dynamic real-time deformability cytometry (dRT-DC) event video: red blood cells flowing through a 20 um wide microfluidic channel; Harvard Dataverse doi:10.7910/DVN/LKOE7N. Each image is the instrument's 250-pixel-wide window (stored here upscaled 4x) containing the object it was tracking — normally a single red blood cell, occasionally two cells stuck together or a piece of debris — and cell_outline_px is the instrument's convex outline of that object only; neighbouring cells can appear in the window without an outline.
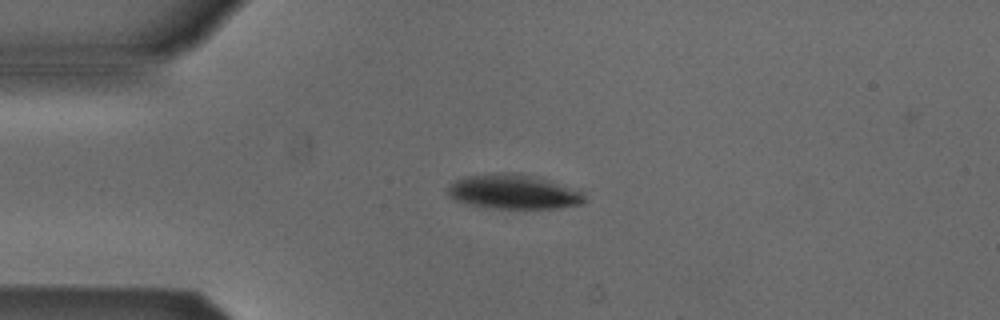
{"species": "Egyptian fruit bat (a non-hibernating species)", "species_latin": "Rousettus aegyptiacus", "temperature_condition": "cold", "stored_images_in_passage": 3, "camera_frame_rate_fps": 3000, "um_per_image_px": 0.085, "animal": {"sex": "male"}, "frame": {"image": 1, "passage_image": 3, "time_ms": 2.333, "image_size_px": [1000, 320], "cell_outline_px": [[584, 200], [580, 204], [556, 208], [484, 208], [468, 204], [456, 200], [448, 196], [448, 184], [456, 180], [468, 176], [496, 172], [508, 172], [536, 176], [548, 180], [580, 192], [584, 196]], "centroid_in_image_um": [43.56, 16.3], "position_along_channel_um": 41.4, "area_um2": 27.22}}